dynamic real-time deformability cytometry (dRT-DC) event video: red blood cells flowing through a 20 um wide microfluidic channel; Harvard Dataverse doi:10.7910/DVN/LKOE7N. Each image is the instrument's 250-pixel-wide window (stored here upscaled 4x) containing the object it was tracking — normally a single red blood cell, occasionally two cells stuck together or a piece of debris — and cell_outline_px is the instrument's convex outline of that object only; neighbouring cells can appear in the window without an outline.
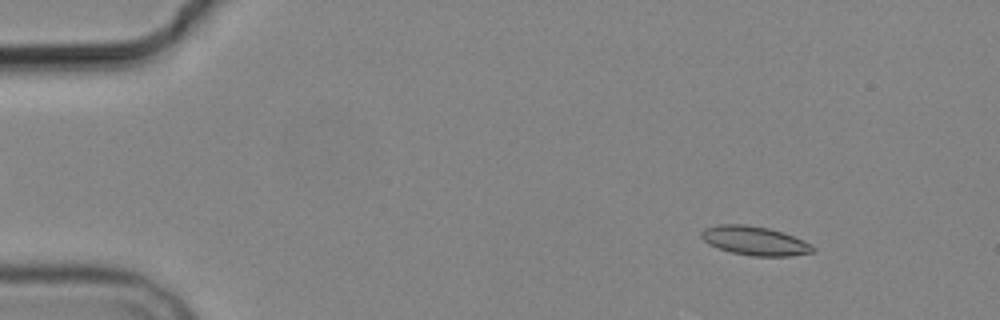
{"species": "common noctule bat (a hibernating species)", "species_latin": "Nyctalus noctula", "temperature_condition": "cold", "stored_images_in_passage": 4, "camera_frame_rate_fps": 3000, "um_per_image_px": 0.085, "animal": {"sex": "male", "body_mass_g": 19.2, "forearm_length_mm": 51.8}, "frame": {"image": 1, "passage_image": 1, "time_ms": 0.0, "image_size_px": [1000, 320], "cell_outline_px": [[816, 248], [812, 252], [788, 256], [752, 256], [732, 252], [708, 244], [700, 236], [700, 232], [704, 228], [716, 224], [744, 224], [768, 228], [804, 240], [812, 244]], "centroid_in_image_um": [64.13, 20.46], "position_along_channel_um": 20.9, "area_um2": 18.73}}
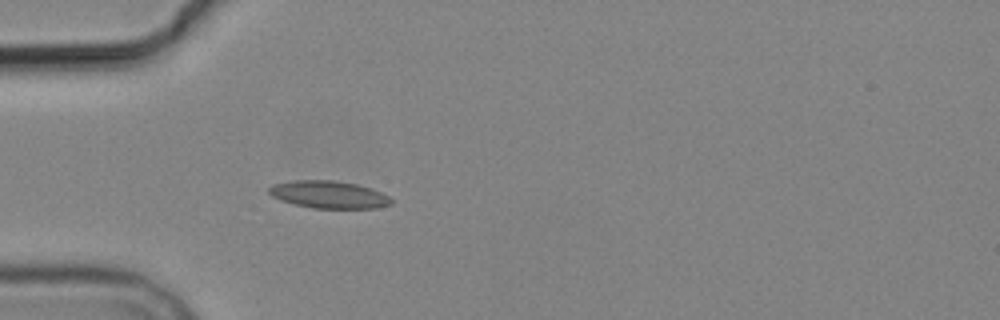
{"frame": {"image": 2, "passage_image": 4, "time_ms": 3.333, "image_size_px": [1000, 320], "cell_outline_px": [[392, 204], [376, 208], [312, 208], [280, 200], [272, 196], [268, 192], [268, 188], [272, 184], [292, 180], [332, 180], [356, 184], [372, 188], [388, 196], [392, 200]], "centroid_in_image_um": [27.93, 16.53], "position_along_channel_um": 57.1, "area_um2": 19.54}}